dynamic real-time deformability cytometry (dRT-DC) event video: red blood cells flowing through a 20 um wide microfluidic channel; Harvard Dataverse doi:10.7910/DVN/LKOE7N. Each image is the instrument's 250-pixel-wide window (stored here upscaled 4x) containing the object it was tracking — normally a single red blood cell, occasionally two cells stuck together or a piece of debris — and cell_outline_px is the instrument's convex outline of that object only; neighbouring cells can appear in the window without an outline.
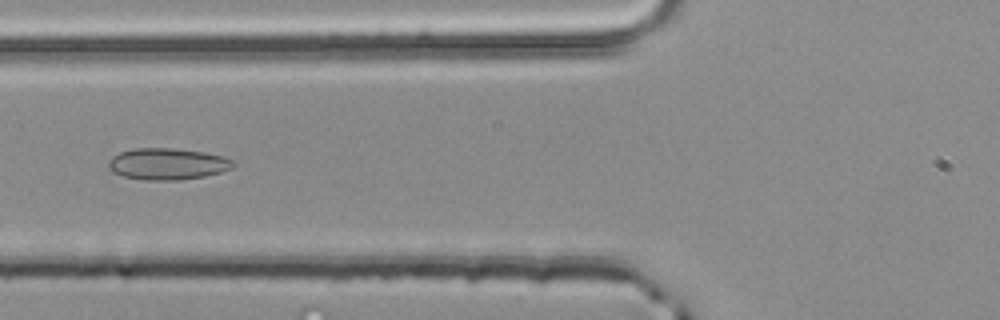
{"species": "common noctule bat (a hibernating species)", "species_latin": "Nyctalus noctula", "temperature_condition": "room temperature", "stored_images_in_passage": 3, "camera_frame_rate_fps": 3000, "um_per_image_px": 0.085, "animal": {"sex": "male", "body_mass_g": 20.4}, "frame": {"image": 1, "passage_image": 3, "time_ms": 0.667, "image_size_px": [1000, 320], "cell_outline_px": [[236, 164], [232, 168], [220, 172], [204, 176], [176, 180], [144, 180], [124, 176], [112, 172], [108, 168], [108, 160], [112, 156], [120, 152], [132, 148], [172, 148], [204, 152], [224, 156], [236, 160]], "centroid_in_image_um": [14.24, 13.92], "position_along_channel_um": 111.6, "area_um2": 23.12}}